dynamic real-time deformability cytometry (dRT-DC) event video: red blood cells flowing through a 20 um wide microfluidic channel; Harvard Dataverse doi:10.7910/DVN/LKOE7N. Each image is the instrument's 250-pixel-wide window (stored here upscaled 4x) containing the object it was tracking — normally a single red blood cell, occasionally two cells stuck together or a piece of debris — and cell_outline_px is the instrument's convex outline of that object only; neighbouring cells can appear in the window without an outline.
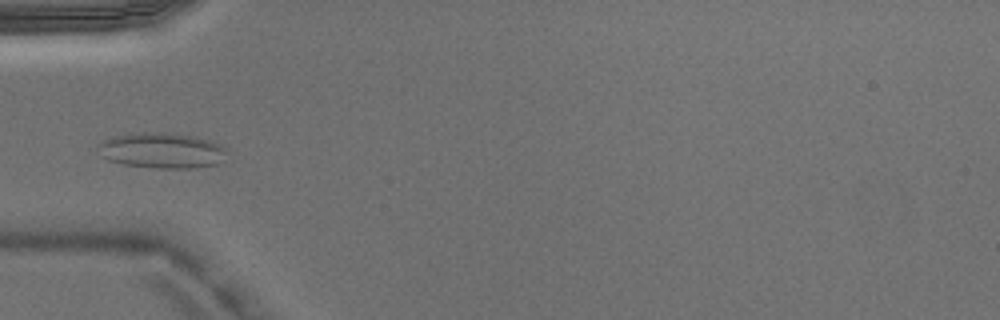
{"species": "Egyptian fruit bat (a non-hibernating species)", "species_latin": "Rousettus aegyptiacus", "temperature_condition": "warm", "stored_images_in_passage": 5, "camera_frame_rate_fps": 3000, "um_per_image_px": 0.085, "animal": {"sex": "male"}, "frame": {"image": 1, "passage_image": 3, "time_ms": 0.667, "image_size_px": [1000, 320], "cell_outline_px": [[228, 148], [216, 164], [196, 168], [152, 168], [124, 164], [108, 160], [100, 156], [96, 144], [112, 136], [132, 132], [168, 132], [192, 136], [212, 140]], "centroid_in_image_um": [13.69, 12.77], "position_along_channel_um": 71.3, "area_um2": 26.99}}